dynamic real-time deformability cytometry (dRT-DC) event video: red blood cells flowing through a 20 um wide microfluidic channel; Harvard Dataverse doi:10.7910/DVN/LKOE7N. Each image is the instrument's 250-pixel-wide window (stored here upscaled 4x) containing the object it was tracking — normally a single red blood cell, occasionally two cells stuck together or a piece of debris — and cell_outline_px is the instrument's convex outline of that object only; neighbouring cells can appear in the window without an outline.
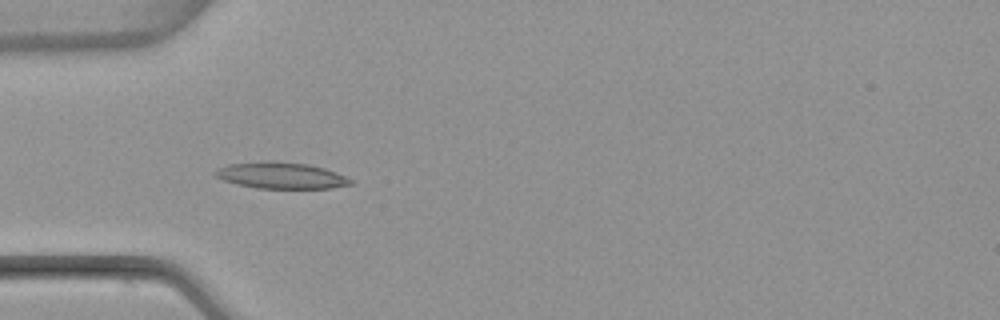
{"species": "common noctule bat (a hibernating species)", "species_latin": "Nyctalus noctula", "temperature_condition": "warm", "stored_images_in_passage": 6, "camera_frame_rate_fps": 3000, "um_per_image_px": 0.085, "animal": {"sex": "female", "body_mass_g": 22.7, "forearm_length_mm": 54.2}, "frame": {"image": 1, "passage_image": 5, "time_ms": 5.0, "image_size_px": [1000, 320], "cell_outline_px": [[352, 184], [332, 188], [256, 188], [236, 184], [224, 180], [216, 176], [212, 172], [228, 164], [268, 160], [308, 164], [324, 168], [336, 172], [352, 180]], "centroid_in_image_um": [23.87, 14.91], "position_along_channel_um": 61.1, "area_um2": 20.75}}
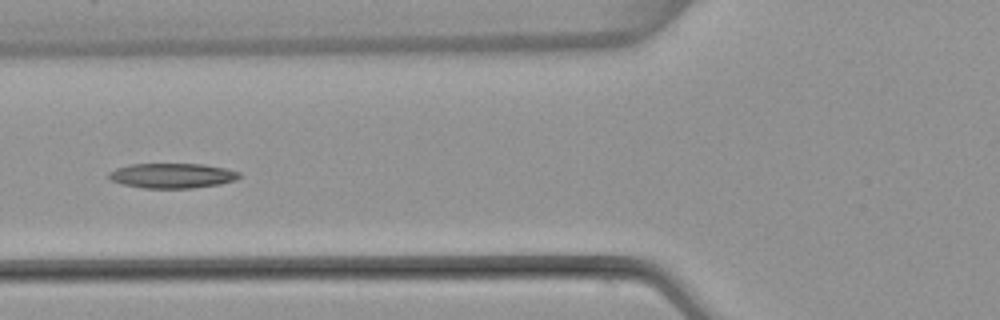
{"frame": {"image": 2, "passage_image": 6, "time_ms": 6.333, "image_size_px": [1000, 320], "cell_outline_px": [[240, 176], [236, 180], [220, 184], [192, 188], [144, 188], [124, 184], [108, 180], [108, 172], [116, 168], [132, 164], [204, 164], [224, 168], [240, 172]], "centroid_in_image_um": [14.62, 14.93], "position_along_channel_um": 111.2, "area_um2": 18.96}}